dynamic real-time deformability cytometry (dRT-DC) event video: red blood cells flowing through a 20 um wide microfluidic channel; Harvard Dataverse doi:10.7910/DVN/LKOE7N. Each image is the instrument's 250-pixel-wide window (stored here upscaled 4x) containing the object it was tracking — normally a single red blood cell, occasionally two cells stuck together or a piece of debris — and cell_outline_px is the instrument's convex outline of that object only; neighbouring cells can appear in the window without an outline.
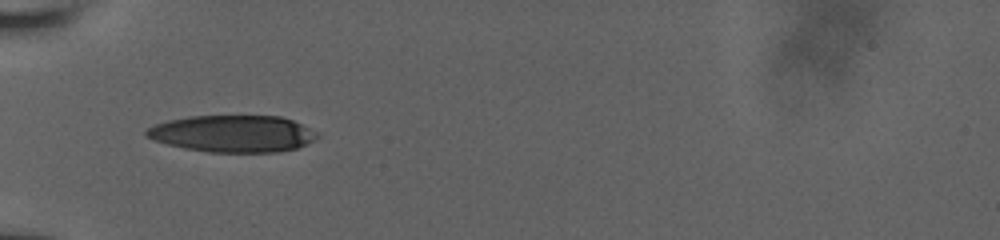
{"species": "human", "species_latin": "Homo sapiens", "temperature_condition": "room temperature", "stored_images_in_passage": 2, "camera_frame_rate_fps": 3000, "um_per_image_px": 0.085, "donor": {"sex": "male"}, "frame": {"image": 1, "passage_image": 1, "time_ms": 0.0, "image_size_px": [1000, 240], "cell_outline_px": [[320, 136], [296, 148], [280, 152], [208, 152], [184, 148], [168, 144], [144, 136], [144, 132], [148, 128], [156, 124], [168, 120], [188, 116], [280, 116], [292, 120], [316, 132]], "centroid_in_image_um": [19.76, 11.36], "position_along_channel_um": 65.2, "area_um2": 36.47}}
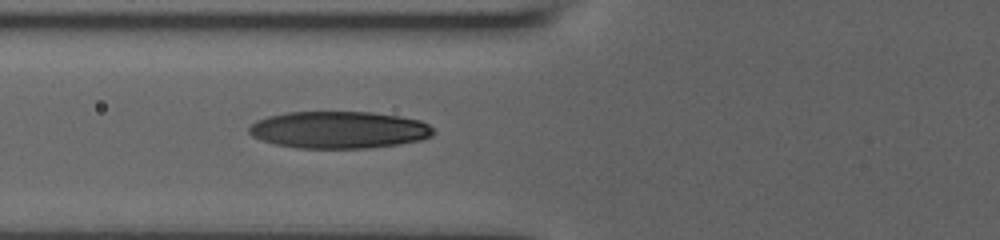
{"frame": {"image": 2, "passage_image": 2, "time_ms": 1.0, "image_size_px": [1000, 240], "cell_outline_px": [[436, 132], [432, 136], [420, 140], [400, 144], [368, 148], [296, 148], [276, 144], [252, 136], [248, 132], [248, 128], [256, 120], [268, 116], [288, 112], [372, 112], [400, 116], [420, 120], [428, 124]], "centroid_in_image_um": [28.83, 11.03], "position_along_channel_um": 97.0, "area_um2": 39.94}}